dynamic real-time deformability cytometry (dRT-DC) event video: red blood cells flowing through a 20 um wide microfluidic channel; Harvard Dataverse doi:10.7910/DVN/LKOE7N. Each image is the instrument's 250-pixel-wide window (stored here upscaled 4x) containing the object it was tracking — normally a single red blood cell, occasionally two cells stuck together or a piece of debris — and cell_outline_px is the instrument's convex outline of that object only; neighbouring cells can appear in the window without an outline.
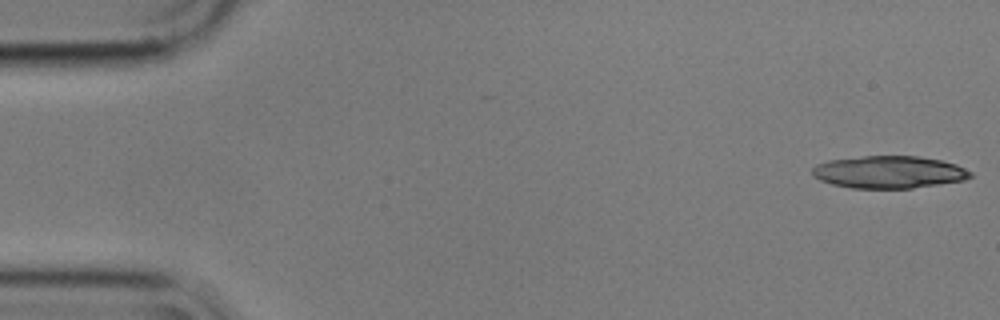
{"species": "common noctule bat (a hibernating species)", "species_latin": "Nyctalus noctula", "temperature_condition": "cold", "stored_images_in_passage": 16, "camera_frame_rate_fps": 3000, "um_per_image_px": 0.085, "animal": {"sex": "male", "body_mass_g": 17.9}, "frame": {"image": 1, "passage_image": 1, "time_ms": 0.0, "image_size_px": [1000, 320], "cell_outline_px": [[972, 176], [964, 180], [912, 188], [852, 188], [832, 184], [820, 180], [812, 172], [812, 168], [816, 164], [828, 160], [864, 156], [920, 156], [940, 160], [956, 164], [972, 172]], "centroid_in_image_um": [75.56, 14.62], "position_along_channel_um": 9.4, "area_um2": 29.71}}